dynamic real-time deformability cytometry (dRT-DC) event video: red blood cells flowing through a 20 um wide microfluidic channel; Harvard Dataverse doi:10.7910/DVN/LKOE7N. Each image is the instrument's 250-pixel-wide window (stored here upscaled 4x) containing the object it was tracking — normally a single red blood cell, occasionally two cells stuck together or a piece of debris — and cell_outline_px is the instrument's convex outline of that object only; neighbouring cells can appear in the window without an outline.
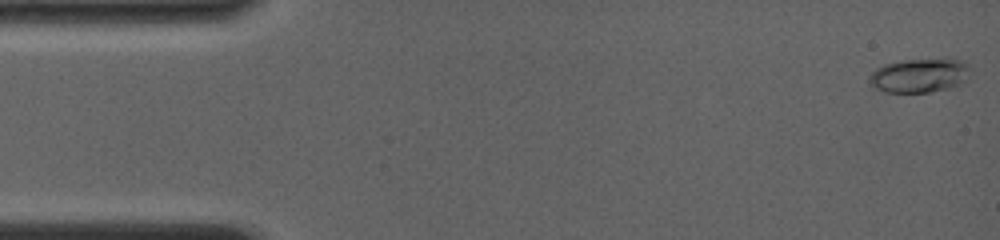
{"species": "common noctule bat (a hibernating species)", "species_latin": "Nyctalus noctula", "temperature_condition": "room temperature", "stored_images_in_passage": 36, "camera_frame_rate_fps": 4000, "um_per_image_px": 0.085, "animal": {"sex": "female", "body_mass_g": 19.0, "forearm_length_mm": 56.7}, "frame": {"image": 1, "passage_image": 3, "time_ms": 0.25, "image_size_px": [1000, 240], "cell_outline_px": [[964, 64], [960, 80], [956, 84], [944, 88], [928, 92], [884, 92], [872, 88], [872, 72], [876, 68], [884, 64], [904, 60], [956, 60]], "centroid_in_image_um": [77.93, 6.44], "position_along_channel_um": 7.1, "area_um2": 18.44}}
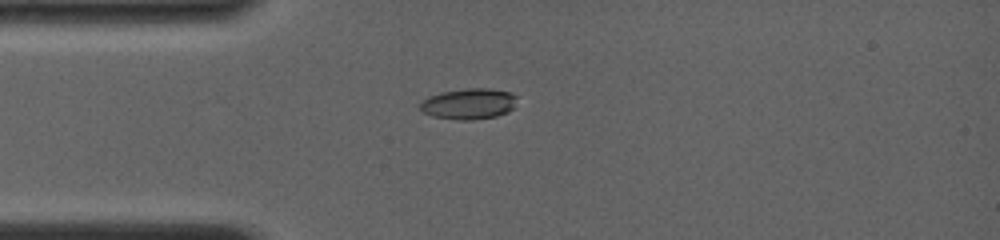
{"frame": {"image": 2, "passage_image": 29, "time_ms": 4.0, "image_size_px": [1000, 240], "cell_outline_px": [[516, 96], [512, 108], [508, 112], [496, 116], [472, 120], [456, 120], [432, 116], [424, 112], [420, 108], [420, 100], [428, 96], [440, 92], [464, 88], [492, 88], [512, 92]], "centroid_in_image_um": [39.82, 8.81], "position_along_channel_um": 45.2, "area_um2": 17.63}}